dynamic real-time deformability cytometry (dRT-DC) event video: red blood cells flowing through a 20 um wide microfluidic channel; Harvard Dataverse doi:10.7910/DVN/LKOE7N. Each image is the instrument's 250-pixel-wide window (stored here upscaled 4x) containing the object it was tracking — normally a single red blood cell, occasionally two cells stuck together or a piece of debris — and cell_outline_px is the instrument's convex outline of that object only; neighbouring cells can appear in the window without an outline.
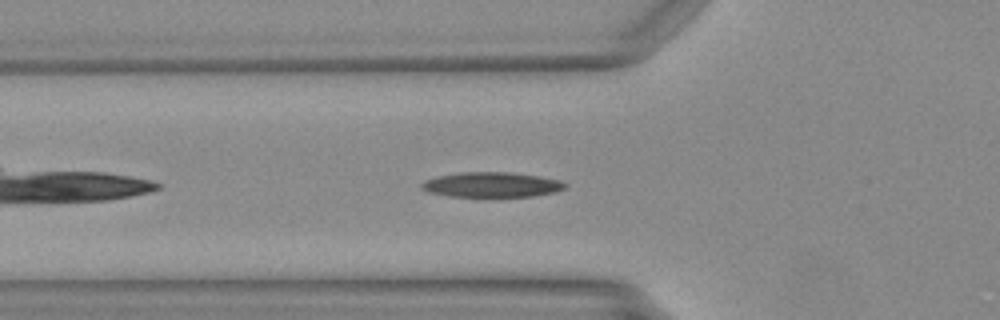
{"species": "Egyptian fruit bat (a non-hibernating species)", "species_latin": "Rousettus aegyptiacus", "temperature_condition": "warm", "stored_images_in_passage": 31, "camera_frame_rate_fps": 3000, "um_per_image_px": 0.085, "animal": {"sex": "female"}, "frame": {"image": 1, "passage_image": 5, "time_ms": 1.333, "image_size_px": [1000, 320], "cell_outline_px": [[564, 188], [552, 192], [532, 196], [448, 196], [428, 192], [420, 188], [420, 184], [424, 180], [440, 176], [460, 172], [512, 172], [540, 176], [560, 180], [564, 184]], "centroid_in_image_um": [41.73, 15.69], "position_along_channel_um": 84.1, "area_um2": 20.69}}
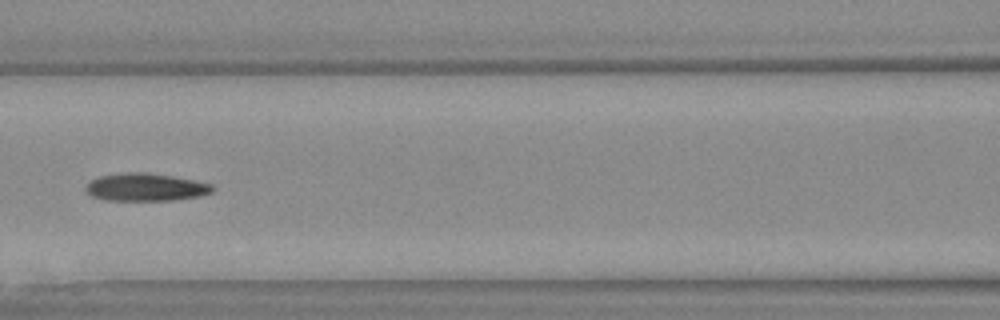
{"frame": {"image": 2, "passage_image": 10, "time_ms": 3.0, "image_size_px": [1000, 320], "cell_outline_px": [[216, 188], [212, 192], [200, 196], [172, 200], [104, 200], [92, 196], [84, 192], [84, 188], [92, 180], [100, 176], [128, 172], [144, 172], [172, 176], [212, 184]], "centroid_in_image_um": [12.37, 15.92], "position_along_channel_um": 154.2, "area_um2": 20.4}}